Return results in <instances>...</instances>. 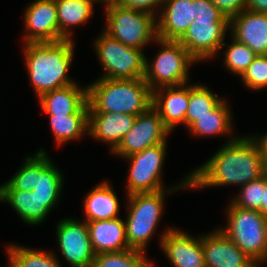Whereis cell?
I'll list each match as a JSON object with an SVG mask.
<instances>
[{
    "label": "cell",
    "mask_w": 267,
    "mask_h": 267,
    "mask_svg": "<svg viewBox=\"0 0 267 267\" xmlns=\"http://www.w3.org/2000/svg\"><path fill=\"white\" fill-rule=\"evenodd\" d=\"M266 172L264 153L258 137L231 138L175 189L235 184L243 186Z\"/></svg>",
    "instance_id": "6da1fadb"
},
{
    "label": "cell",
    "mask_w": 267,
    "mask_h": 267,
    "mask_svg": "<svg viewBox=\"0 0 267 267\" xmlns=\"http://www.w3.org/2000/svg\"><path fill=\"white\" fill-rule=\"evenodd\" d=\"M25 44L27 71L38 98L76 83L67 77L74 56L75 44L72 39Z\"/></svg>",
    "instance_id": "7a4b0ae2"
},
{
    "label": "cell",
    "mask_w": 267,
    "mask_h": 267,
    "mask_svg": "<svg viewBox=\"0 0 267 267\" xmlns=\"http://www.w3.org/2000/svg\"><path fill=\"white\" fill-rule=\"evenodd\" d=\"M89 112L139 115L152 106V90L144 78H99L87 87Z\"/></svg>",
    "instance_id": "3957f363"
},
{
    "label": "cell",
    "mask_w": 267,
    "mask_h": 267,
    "mask_svg": "<svg viewBox=\"0 0 267 267\" xmlns=\"http://www.w3.org/2000/svg\"><path fill=\"white\" fill-rule=\"evenodd\" d=\"M228 224L221 230L258 265L267 260V216L258 210L243 209L232 202Z\"/></svg>",
    "instance_id": "277c9868"
},
{
    "label": "cell",
    "mask_w": 267,
    "mask_h": 267,
    "mask_svg": "<svg viewBox=\"0 0 267 267\" xmlns=\"http://www.w3.org/2000/svg\"><path fill=\"white\" fill-rule=\"evenodd\" d=\"M155 41L162 50L151 65L146 58L144 80L150 89L186 84L189 66L198 61L179 41L160 38Z\"/></svg>",
    "instance_id": "5b68a950"
},
{
    "label": "cell",
    "mask_w": 267,
    "mask_h": 267,
    "mask_svg": "<svg viewBox=\"0 0 267 267\" xmlns=\"http://www.w3.org/2000/svg\"><path fill=\"white\" fill-rule=\"evenodd\" d=\"M165 191L136 193L128 196L126 238L131 249L143 251L156 230L164 207Z\"/></svg>",
    "instance_id": "8992f818"
},
{
    "label": "cell",
    "mask_w": 267,
    "mask_h": 267,
    "mask_svg": "<svg viewBox=\"0 0 267 267\" xmlns=\"http://www.w3.org/2000/svg\"><path fill=\"white\" fill-rule=\"evenodd\" d=\"M105 33L126 46L143 49L157 37L156 17L150 13L113 5L106 7Z\"/></svg>",
    "instance_id": "52a82bcc"
},
{
    "label": "cell",
    "mask_w": 267,
    "mask_h": 267,
    "mask_svg": "<svg viewBox=\"0 0 267 267\" xmlns=\"http://www.w3.org/2000/svg\"><path fill=\"white\" fill-rule=\"evenodd\" d=\"M94 47L104 68V75L101 78L110 80L144 78L146 57L141 49L124 45L104 30Z\"/></svg>",
    "instance_id": "ba28073f"
},
{
    "label": "cell",
    "mask_w": 267,
    "mask_h": 267,
    "mask_svg": "<svg viewBox=\"0 0 267 267\" xmlns=\"http://www.w3.org/2000/svg\"><path fill=\"white\" fill-rule=\"evenodd\" d=\"M166 145V142H163L126 158L131 164L127 181V196L164 189L161 171L166 155Z\"/></svg>",
    "instance_id": "9c48e42d"
},
{
    "label": "cell",
    "mask_w": 267,
    "mask_h": 267,
    "mask_svg": "<svg viewBox=\"0 0 267 267\" xmlns=\"http://www.w3.org/2000/svg\"><path fill=\"white\" fill-rule=\"evenodd\" d=\"M170 133L158 112L151 106L146 112L137 115L132 129L122 137L112 152L127 158L146 148L166 142V136Z\"/></svg>",
    "instance_id": "30bf717a"
},
{
    "label": "cell",
    "mask_w": 267,
    "mask_h": 267,
    "mask_svg": "<svg viewBox=\"0 0 267 267\" xmlns=\"http://www.w3.org/2000/svg\"><path fill=\"white\" fill-rule=\"evenodd\" d=\"M56 231L58 248L64 260L72 267H92L96 254L91 245L87 222L63 219Z\"/></svg>",
    "instance_id": "8fae6325"
},
{
    "label": "cell",
    "mask_w": 267,
    "mask_h": 267,
    "mask_svg": "<svg viewBox=\"0 0 267 267\" xmlns=\"http://www.w3.org/2000/svg\"><path fill=\"white\" fill-rule=\"evenodd\" d=\"M229 27V20L194 19L178 41L198 62L210 59L221 50Z\"/></svg>",
    "instance_id": "7c38bea8"
},
{
    "label": "cell",
    "mask_w": 267,
    "mask_h": 267,
    "mask_svg": "<svg viewBox=\"0 0 267 267\" xmlns=\"http://www.w3.org/2000/svg\"><path fill=\"white\" fill-rule=\"evenodd\" d=\"M206 267H260L221 229L201 236Z\"/></svg>",
    "instance_id": "4fadbf2b"
},
{
    "label": "cell",
    "mask_w": 267,
    "mask_h": 267,
    "mask_svg": "<svg viewBox=\"0 0 267 267\" xmlns=\"http://www.w3.org/2000/svg\"><path fill=\"white\" fill-rule=\"evenodd\" d=\"M24 23L26 43L59 41V25L55 0H36L26 9Z\"/></svg>",
    "instance_id": "5bb4252c"
},
{
    "label": "cell",
    "mask_w": 267,
    "mask_h": 267,
    "mask_svg": "<svg viewBox=\"0 0 267 267\" xmlns=\"http://www.w3.org/2000/svg\"><path fill=\"white\" fill-rule=\"evenodd\" d=\"M166 257L174 267H206L200 238H193L183 231L168 229L160 239Z\"/></svg>",
    "instance_id": "9a60e30c"
},
{
    "label": "cell",
    "mask_w": 267,
    "mask_h": 267,
    "mask_svg": "<svg viewBox=\"0 0 267 267\" xmlns=\"http://www.w3.org/2000/svg\"><path fill=\"white\" fill-rule=\"evenodd\" d=\"M188 105L189 86L187 84L165 86L152 91V107L171 132L179 123L186 126Z\"/></svg>",
    "instance_id": "2e32d148"
},
{
    "label": "cell",
    "mask_w": 267,
    "mask_h": 267,
    "mask_svg": "<svg viewBox=\"0 0 267 267\" xmlns=\"http://www.w3.org/2000/svg\"><path fill=\"white\" fill-rule=\"evenodd\" d=\"M232 37L257 55H267V13L245 9L230 20Z\"/></svg>",
    "instance_id": "e0dca14e"
},
{
    "label": "cell",
    "mask_w": 267,
    "mask_h": 267,
    "mask_svg": "<svg viewBox=\"0 0 267 267\" xmlns=\"http://www.w3.org/2000/svg\"><path fill=\"white\" fill-rule=\"evenodd\" d=\"M157 22V37L178 41L194 21L193 0H164Z\"/></svg>",
    "instance_id": "ac0fdd59"
},
{
    "label": "cell",
    "mask_w": 267,
    "mask_h": 267,
    "mask_svg": "<svg viewBox=\"0 0 267 267\" xmlns=\"http://www.w3.org/2000/svg\"><path fill=\"white\" fill-rule=\"evenodd\" d=\"M41 107L49 115H88L87 86L76 83L62 87L39 97Z\"/></svg>",
    "instance_id": "d6986e66"
},
{
    "label": "cell",
    "mask_w": 267,
    "mask_h": 267,
    "mask_svg": "<svg viewBox=\"0 0 267 267\" xmlns=\"http://www.w3.org/2000/svg\"><path fill=\"white\" fill-rule=\"evenodd\" d=\"M136 115L123 113H88V134L107 142L113 151L121 142L122 137L132 129Z\"/></svg>",
    "instance_id": "ffe728a7"
},
{
    "label": "cell",
    "mask_w": 267,
    "mask_h": 267,
    "mask_svg": "<svg viewBox=\"0 0 267 267\" xmlns=\"http://www.w3.org/2000/svg\"><path fill=\"white\" fill-rule=\"evenodd\" d=\"M86 222L91 245L96 255L131 249L126 238L125 223L119 217Z\"/></svg>",
    "instance_id": "44dd1931"
},
{
    "label": "cell",
    "mask_w": 267,
    "mask_h": 267,
    "mask_svg": "<svg viewBox=\"0 0 267 267\" xmlns=\"http://www.w3.org/2000/svg\"><path fill=\"white\" fill-rule=\"evenodd\" d=\"M63 185V176L43 149L35 153V193L41 199H48V209L51 211L57 203Z\"/></svg>",
    "instance_id": "7402d4cb"
},
{
    "label": "cell",
    "mask_w": 267,
    "mask_h": 267,
    "mask_svg": "<svg viewBox=\"0 0 267 267\" xmlns=\"http://www.w3.org/2000/svg\"><path fill=\"white\" fill-rule=\"evenodd\" d=\"M0 201H5L25 223L36 225L47 217L48 199H41L32 191L0 190Z\"/></svg>",
    "instance_id": "603a6c76"
},
{
    "label": "cell",
    "mask_w": 267,
    "mask_h": 267,
    "mask_svg": "<svg viewBox=\"0 0 267 267\" xmlns=\"http://www.w3.org/2000/svg\"><path fill=\"white\" fill-rule=\"evenodd\" d=\"M85 221L110 220L118 218V198L107 181L94 187L84 200Z\"/></svg>",
    "instance_id": "cb8c5ba5"
},
{
    "label": "cell",
    "mask_w": 267,
    "mask_h": 267,
    "mask_svg": "<svg viewBox=\"0 0 267 267\" xmlns=\"http://www.w3.org/2000/svg\"><path fill=\"white\" fill-rule=\"evenodd\" d=\"M96 0H55L59 25V41L71 39L70 27L82 24L93 15Z\"/></svg>",
    "instance_id": "d4e9b609"
},
{
    "label": "cell",
    "mask_w": 267,
    "mask_h": 267,
    "mask_svg": "<svg viewBox=\"0 0 267 267\" xmlns=\"http://www.w3.org/2000/svg\"><path fill=\"white\" fill-rule=\"evenodd\" d=\"M229 111L226 101L222 100L213 110L208 111V114L199 117V120L188 129L196 136H216L224 133L228 135L232 130V118Z\"/></svg>",
    "instance_id": "484cf974"
},
{
    "label": "cell",
    "mask_w": 267,
    "mask_h": 267,
    "mask_svg": "<svg viewBox=\"0 0 267 267\" xmlns=\"http://www.w3.org/2000/svg\"><path fill=\"white\" fill-rule=\"evenodd\" d=\"M57 144L76 140L88 132V115H49Z\"/></svg>",
    "instance_id": "4316f807"
},
{
    "label": "cell",
    "mask_w": 267,
    "mask_h": 267,
    "mask_svg": "<svg viewBox=\"0 0 267 267\" xmlns=\"http://www.w3.org/2000/svg\"><path fill=\"white\" fill-rule=\"evenodd\" d=\"M222 99L217 97L206 86L190 85L189 86V105L186 111V126L189 128L199 117L208 114L213 110Z\"/></svg>",
    "instance_id": "83f0119b"
},
{
    "label": "cell",
    "mask_w": 267,
    "mask_h": 267,
    "mask_svg": "<svg viewBox=\"0 0 267 267\" xmlns=\"http://www.w3.org/2000/svg\"><path fill=\"white\" fill-rule=\"evenodd\" d=\"M10 267H61L50 252L10 245L7 247Z\"/></svg>",
    "instance_id": "f1b7e54d"
},
{
    "label": "cell",
    "mask_w": 267,
    "mask_h": 267,
    "mask_svg": "<svg viewBox=\"0 0 267 267\" xmlns=\"http://www.w3.org/2000/svg\"><path fill=\"white\" fill-rule=\"evenodd\" d=\"M92 267H153L144 252L128 249L119 252L102 253L95 256Z\"/></svg>",
    "instance_id": "f546056e"
},
{
    "label": "cell",
    "mask_w": 267,
    "mask_h": 267,
    "mask_svg": "<svg viewBox=\"0 0 267 267\" xmlns=\"http://www.w3.org/2000/svg\"><path fill=\"white\" fill-rule=\"evenodd\" d=\"M232 39V44L228 46L225 42L222 44V46L228 47V50L225 52L224 64L230 72L241 76L247 67L253 62L257 54H255L246 44L238 42L233 37Z\"/></svg>",
    "instance_id": "4dcf8cb0"
},
{
    "label": "cell",
    "mask_w": 267,
    "mask_h": 267,
    "mask_svg": "<svg viewBox=\"0 0 267 267\" xmlns=\"http://www.w3.org/2000/svg\"><path fill=\"white\" fill-rule=\"evenodd\" d=\"M266 184V173L241 187V193L232 200L235 206L243 209L259 210L263 204V191Z\"/></svg>",
    "instance_id": "1f68e13d"
},
{
    "label": "cell",
    "mask_w": 267,
    "mask_h": 267,
    "mask_svg": "<svg viewBox=\"0 0 267 267\" xmlns=\"http://www.w3.org/2000/svg\"><path fill=\"white\" fill-rule=\"evenodd\" d=\"M35 181V155L27 157L23 166L11 177V179L0 185V190H34Z\"/></svg>",
    "instance_id": "d6a6232c"
},
{
    "label": "cell",
    "mask_w": 267,
    "mask_h": 267,
    "mask_svg": "<svg viewBox=\"0 0 267 267\" xmlns=\"http://www.w3.org/2000/svg\"><path fill=\"white\" fill-rule=\"evenodd\" d=\"M246 86L252 90L267 87V55H257L241 75Z\"/></svg>",
    "instance_id": "836d02e7"
},
{
    "label": "cell",
    "mask_w": 267,
    "mask_h": 267,
    "mask_svg": "<svg viewBox=\"0 0 267 267\" xmlns=\"http://www.w3.org/2000/svg\"><path fill=\"white\" fill-rule=\"evenodd\" d=\"M193 3L197 20H228L211 0H193Z\"/></svg>",
    "instance_id": "e575fe53"
},
{
    "label": "cell",
    "mask_w": 267,
    "mask_h": 267,
    "mask_svg": "<svg viewBox=\"0 0 267 267\" xmlns=\"http://www.w3.org/2000/svg\"><path fill=\"white\" fill-rule=\"evenodd\" d=\"M211 1L229 21L246 9V0Z\"/></svg>",
    "instance_id": "d590c367"
},
{
    "label": "cell",
    "mask_w": 267,
    "mask_h": 267,
    "mask_svg": "<svg viewBox=\"0 0 267 267\" xmlns=\"http://www.w3.org/2000/svg\"><path fill=\"white\" fill-rule=\"evenodd\" d=\"M163 2L164 0H122L119 6L127 9L144 11L156 16V12L154 11L155 7H159V4L163 6Z\"/></svg>",
    "instance_id": "8d00e7d4"
},
{
    "label": "cell",
    "mask_w": 267,
    "mask_h": 267,
    "mask_svg": "<svg viewBox=\"0 0 267 267\" xmlns=\"http://www.w3.org/2000/svg\"><path fill=\"white\" fill-rule=\"evenodd\" d=\"M246 9L258 13H267V0H246Z\"/></svg>",
    "instance_id": "74e56055"
},
{
    "label": "cell",
    "mask_w": 267,
    "mask_h": 267,
    "mask_svg": "<svg viewBox=\"0 0 267 267\" xmlns=\"http://www.w3.org/2000/svg\"><path fill=\"white\" fill-rule=\"evenodd\" d=\"M258 211L261 214L267 216V172H266V184L263 191V204H261V208Z\"/></svg>",
    "instance_id": "f35d334b"
},
{
    "label": "cell",
    "mask_w": 267,
    "mask_h": 267,
    "mask_svg": "<svg viewBox=\"0 0 267 267\" xmlns=\"http://www.w3.org/2000/svg\"><path fill=\"white\" fill-rule=\"evenodd\" d=\"M258 140L260 141L262 149H263L265 165L267 168V133L265 134V136L263 137L261 136L260 138H258Z\"/></svg>",
    "instance_id": "ab89813d"
},
{
    "label": "cell",
    "mask_w": 267,
    "mask_h": 267,
    "mask_svg": "<svg viewBox=\"0 0 267 267\" xmlns=\"http://www.w3.org/2000/svg\"><path fill=\"white\" fill-rule=\"evenodd\" d=\"M97 2H105V7L113 6V5H119L122 0H96Z\"/></svg>",
    "instance_id": "60d3db41"
}]
</instances>
